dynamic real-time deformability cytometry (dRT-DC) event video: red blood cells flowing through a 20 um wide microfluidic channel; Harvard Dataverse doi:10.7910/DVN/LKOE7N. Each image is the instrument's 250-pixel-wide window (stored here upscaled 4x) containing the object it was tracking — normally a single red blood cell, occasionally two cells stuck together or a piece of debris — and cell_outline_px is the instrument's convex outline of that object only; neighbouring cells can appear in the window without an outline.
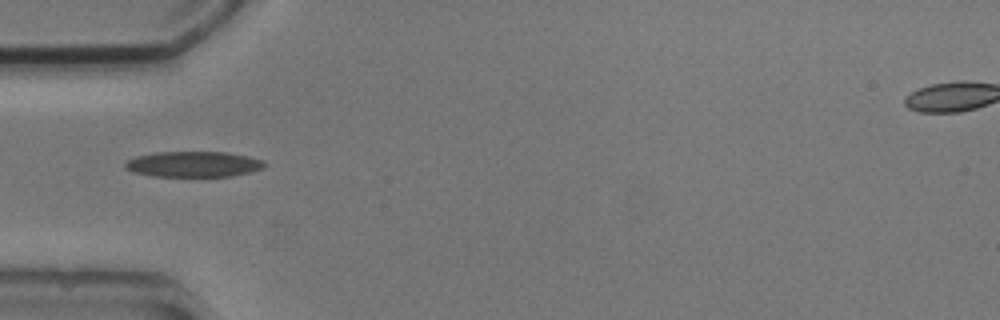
{"species": "common noctule bat (a hibernating species)", "species_latin": "Nyctalus noctula", "temperature_condition": "cold", "stored_images_in_passage": 3, "camera_frame_rate_fps": 3000, "um_per_image_px": 0.085, "animal": {"sex": "male", "body_mass_g": 20.5, "forearm_length_mm": 52.5}, "frame": {"image": 1, "passage_image": 1, "time_ms": 0.0, "image_size_px": [1000, 320], "cell_outline_px": [[268, 164], [264, 168], [252, 172], [232, 176], [152, 176], [132, 172], [124, 168], [124, 164], [128, 160], [136, 156], [156, 152], [224, 152], [248, 156], [264, 160]], "centroid_in_image_um": [16.47, 13.96], "position_along_channel_um": 68.5, "area_um2": 20.98}}